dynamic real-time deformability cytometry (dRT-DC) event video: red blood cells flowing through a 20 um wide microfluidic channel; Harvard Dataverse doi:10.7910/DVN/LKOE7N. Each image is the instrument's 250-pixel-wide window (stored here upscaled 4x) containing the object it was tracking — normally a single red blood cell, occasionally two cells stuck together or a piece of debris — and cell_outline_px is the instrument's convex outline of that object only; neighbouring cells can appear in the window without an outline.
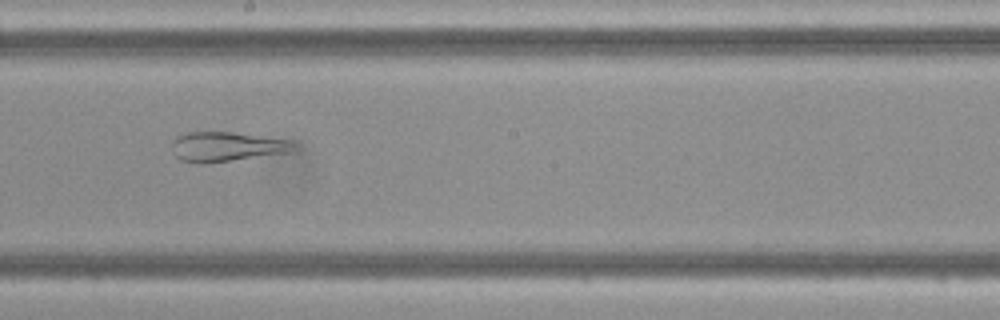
{"species": "Egyptian fruit bat (a non-hibernating species)", "species_latin": "Rousettus aegyptiacus", "temperature_condition": "cold", "stored_images_in_passage": 39, "camera_frame_rate_fps": 3000, "um_per_image_px": 0.085, "frame": {"image": 1, "passage_image": 17, "time_ms": 5.333, "image_size_px": [1000, 320], "cell_outline_px": [[300, 148], [292, 152], [204, 164], [196, 164], [180, 160], [172, 152], [172, 140], [176, 136], [188, 132], [232, 132], [292, 140], [300, 144]], "centroid_in_image_um": [19.32, 12.47], "position_along_channel_um": 228.9, "area_um2": 21.62}}
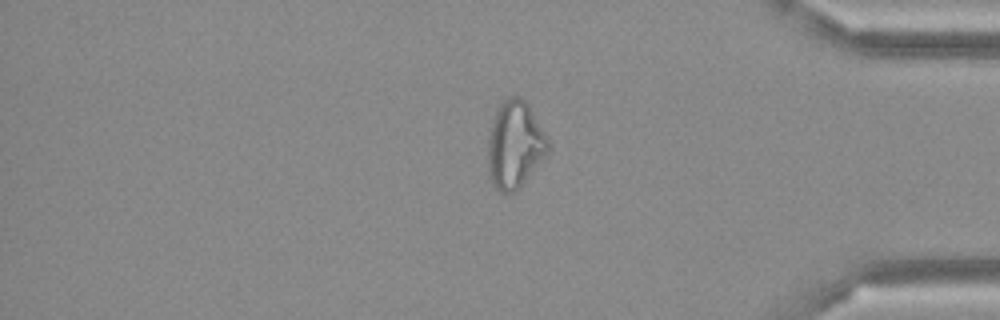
{"frame": {"image": 2, "passage_image": 31, "time_ms": 10.0, "image_size_px": [1000, 320], "cell_outline_px": [[548, 156], [520, 188], [516, 192], [500, 192], [492, 184], [488, 176], [488, 140], [492, 120], [500, 104], [508, 96], [520, 96], [528, 104], [548, 136]], "centroid_in_image_um": [43.78, 12.33], "position_along_channel_um": 391.4, "area_um2": 31.1}}
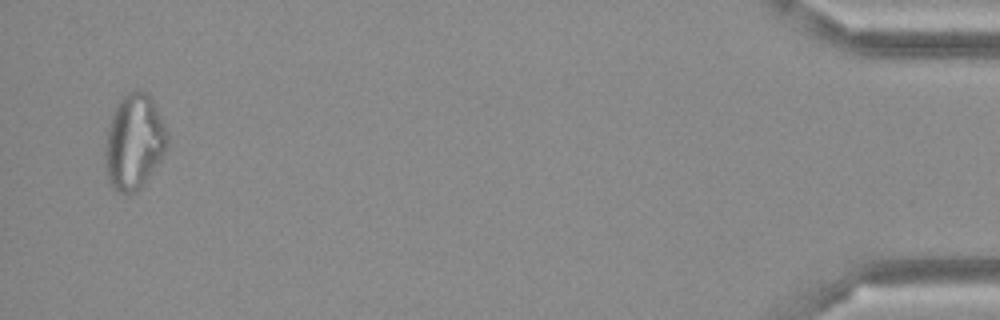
{"frame": {"image": 3, "passage_image": 38, "time_ms": 12.333, "image_size_px": [1000, 320], "cell_outline_px": [[168, 144], [160, 160], [140, 188], [136, 192], [120, 192], [112, 188], [108, 180], [104, 168], [104, 148], [108, 128], [112, 112], [116, 104], [128, 92], [136, 88], [148, 92], [164, 124], [168, 136]], "centroid_in_image_um": [11.37, 12.04], "position_along_channel_um": 423.8, "area_um2": 34.62}}